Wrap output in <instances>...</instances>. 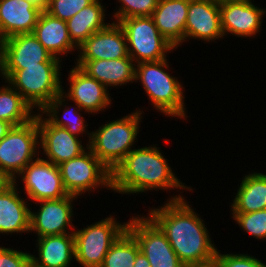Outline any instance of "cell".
<instances>
[{
  "label": "cell",
  "instance_id": "1",
  "mask_svg": "<svg viewBox=\"0 0 266 267\" xmlns=\"http://www.w3.org/2000/svg\"><path fill=\"white\" fill-rule=\"evenodd\" d=\"M178 195L169 198L161 207L150 208L148 216L166 234L185 267L215 262L217 248L210 239L204 220L194 212L183 195Z\"/></svg>",
  "mask_w": 266,
  "mask_h": 267
},
{
  "label": "cell",
  "instance_id": "2",
  "mask_svg": "<svg viewBox=\"0 0 266 267\" xmlns=\"http://www.w3.org/2000/svg\"><path fill=\"white\" fill-rule=\"evenodd\" d=\"M163 155L155 145L133 148L112 172V190L127 195L171 188L193 191L177 178Z\"/></svg>",
  "mask_w": 266,
  "mask_h": 267
},
{
  "label": "cell",
  "instance_id": "3",
  "mask_svg": "<svg viewBox=\"0 0 266 267\" xmlns=\"http://www.w3.org/2000/svg\"><path fill=\"white\" fill-rule=\"evenodd\" d=\"M168 59L140 62L136 65L135 82H141L151 105L167 117L184 120L187 116L183 85L170 75ZM166 70V71H165Z\"/></svg>",
  "mask_w": 266,
  "mask_h": 267
},
{
  "label": "cell",
  "instance_id": "4",
  "mask_svg": "<svg viewBox=\"0 0 266 267\" xmlns=\"http://www.w3.org/2000/svg\"><path fill=\"white\" fill-rule=\"evenodd\" d=\"M143 110L102 124L99 129L91 131L87 142L88 148L111 171L122 162L125 156L133 150L139 134V123L142 121Z\"/></svg>",
  "mask_w": 266,
  "mask_h": 267
},
{
  "label": "cell",
  "instance_id": "5",
  "mask_svg": "<svg viewBox=\"0 0 266 267\" xmlns=\"http://www.w3.org/2000/svg\"><path fill=\"white\" fill-rule=\"evenodd\" d=\"M61 63H39L25 69H0V77L32 107L41 110L62 92Z\"/></svg>",
  "mask_w": 266,
  "mask_h": 267
},
{
  "label": "cell",
  "instance_id": "6",
  "mask_svg": "<svg viewBox=\"0 0 266 267\" xmlns=\"http://www.w3.org/2000/svg\"><path fill=\"white\" fill-rule=\"evenodd\" d=\"M38 145L39 129L35 113L31 121L13 126L0 140V175L6 181L18 183L17 175L40 155Z\"/></svg>",
  "mask_w": 266,
  "mask_h": 267
},
{
  "label": "cell",
  "instance_id": "7",
  "mask_svg": "<svg viewBox=\"0 0 266 267\" xmlns=\"http://www.w3.org/2000/svg\"><path fill=\"white\" fill-rule=\"evenodd\" d=\"M117 221L113 215L74 230L75 260L82 267H100L112 244L127 229V222Z\"/></svg>",
  "mask_w": 266,
  "mask_h": 267
},
{
  "label": "cell",
  "instance_id": "8",
  "mask_svg": "<svg viewBox=\"0 0 266 267\" xmlns=\"http://www.w3.org/2000/svg\"><path fill=\"white\" fill-rule=\"evenodd\" d=\"M64 189L68 195L106 188L112 190V172L88 148L81 155L58 165ZM101 185V186H100Z\"/></svg>",
  "mask_w": 266,
  "mask_h": 267
},
{
  "label": "cell",
  "instance_id": "9",
  "mask_svg": "<svg viewBox=\"0 0 266 267\" xmlns=\"http://www.w3.org/2000/svg\"><path fill=\"white\" fill-rule=\"evenodd\" d=\"M119 24L127 38L128 55L136 64L166 59L176 49L161 35L151 16L125 18Z\"/></svg>",
  "mask_w": 266,
  "mask_h": 267
},
{
  "label": "cell",
  "instance_id": "10",
  "mask_svg": "<svg viewBox=\"0 0 266 267\" xmlns=\"http://www.w3.org/2000/svg\"><path fill=\"white\" fill-rule=\"evenodd\" d=\"M127 230L135 237L151 267H185L166 234L149 216H132L127 223Z\"/></svg>",
  "mask_w": 266,
  "mask_h": 267
},
{
  "label": "cell",
  "instance_id": "11",
  "mask_svg": "<svg viewBox=\"0 0 266 267\" xmlns=\"http://www.w3.org/2000/svg\"><path fill=\"white\" fill-rule=\"evenodd\" d=\"M17 176L24 183V191L30 201L60 199L68 196L58 165L39 156Z\"/></svg>",
  "mask_w": 266,
  "mask_h": 267
},
{
  "label": "cell",
  "instance_id": "12",
  "mask_svg": "<svg viewBox=\"0 0 266 267\" xmlns=\"http://www.w3.org/2000/svg\"><path fill=\"white\" fill-rule=\"evenodd\" d=\"M32 33L16 34L0 42V69H25L39 63H61Z\"/></svg>",
  "mask_w": 266,
  "mask_h": 267
},
{
  "label": "cell",
  "instance_id": "13",
  "mask_svg": "<svg viewBox=\"0 0 266 267\" xmlns=\"http://www.w3.org/2000/svg\"><path fill=\"white\" fill-rule=\"evenodd\" d=\"M77 198L76 196L68 195L60 199L37 201L41 205L39 204L40 208L37 212L30 211V232L34 231L33 233H36L38 238L74 233L73 230L76 227L72 225V217H74L72 203Z\"/></svg>",
  "mask_w": 266,
  "mask_h": 267
},
{
  "label": "cell",
  "instance_id": "14",
  "mask_svg": "<svg viewBox=\"0 0 266 267\" xmlns=\"http://www.w3.org/2000/svg\"><path fill=\"white\" fill-rule=\"evenodd\" d=\"M39 129V148H42L46 159L55 165L73 159L88 149L82 145L78 136L67 129L53 125L44 114L36 113Z\"/></svg>",
  "mask_w": 266,
  "mask_h": 267
},
{
  "label": "cell",
  "instance_id": "15",
  "mask_svg": "<svg viewBox=\"0 0 266 267\" xmlns=\"http://www.w3.org/2000/svg\"><path fill=\"white\" fill-rule=\"evenodd\" d=\"M68 76V92L64 91V86H62V93L66 96L67 102L73 101L76 106L78 105L80 109L89 114H98L111 106L112 99L107 88L88 76L78 66L75 65Z\"/></svg>",
  "mask_w": 266,
  "mask_h": 267
},
{
  "label": "cell",
  "instance_id": "16",
  "mask_svg": "<svg viewBox=\"0 0 266 267\" xmlns=\"http://www.w3.org/2000/svg\"><path fill=\"white\" fill-rule=\"evenodd\" d=\"M77 60H114L131 58L127 51V38L118 22L109 23L93 33L77 50Z\"/></svg>",
  "mask_w": 266,
  "mask_h": 267
},
{
  "label": "cell",
  "instance_id": "17",
  "mask_svg": "<svg viewBox=\"0 0 266 267\" xmlns=\"http://www.w3.org/2000/svg\"><path fill=\"white\" fill-rule=\"evenodd\" d=\"M219 6L224 36L230 33L237 37L251 38L261 31L266 9L255 6L252 1H225Z\"/></svg>",
  "mask_w": 266,
  "mask_h": 267
},
{
  "label": "cell",
  "instance_id": "18",
  "mask_svg": "<svg viewBox=\"0 0 266 267\" xmlns=\"http://www.w3.org/2000/svg\"><path fill=\"white\" fill-rule=\"evenodd\" d=\"M190 38L199 41L204 40V42L224 38L219 4L206 0H190L185 41L190 40Z\"/></svg>",
  "mask_w": 266,
  "mask_h": 267
},
{
  "label": "cell",
  "instance_id": "19",
  "mask_svg": "<svg viewBox=\"0 0 266 267\" xmlns=\"http://www.w3.org/2000/svg\"><path fill=\"white\" fill-rule=\"evenodd\" d=\"M17 185L6 181L0 186V234L30 232L31 208L26 199L20 198Z\"/></svg>",
  "mask_w": 266,
  "mask_h": 267
},
{
  "label": "cell",
  "instance_id": "20",
  "mask_svg": "<svg viewBox=\"0 0 266 267\" xmlns=\"http://www.w3.org/2000/svg\"><path fill=\"white\" fill-rule=\"evenodd\" d=\"M42 9L28 0H0V42L32 33Z\"/></svg>",
  "mask_w": 266,
  "mask_h": 267
},
{
  "label": "cell",
  "instance_id": "21",
  "mask_svg": "<svg viewBox=\"0 0 266 267\" xmlns=\"http://www.w3.org/2000/svg\"><path fill=\"white\" fill-rule=\"evenodd\" d=\"M190 0H159L151 17L161 35L176 49L185 41Z\"/></svg>",
  "mask_w": 266,
  "mask_h": 267
},
{
  "label": "cell",
  "instance_id": "22",
  "mask_svg": "<svg viewBox=\"0 0 266 267\" xmlns=\"http://www.w3.org/2000/svg\"><path fill=\"white\" fill-rule=\"evenodd\" d=\"M76 61V66L107 89L109 86L114 88L135 81L136 63L131 58Z\"/></svg>",
  "mask_w": 266,
  "mask_h": 267
},
{
  "label": "cell",
  "instance_id": "23",
  "mask_svg": "<svg viewBox=\"0 0 266 267\" xmlns=\"http://www.w3.org/2000/svg\"><path fill=\"white\" fill-rule=\"evenodd\" d=\"M32 34L52 56L61 60L64 55L67 56L78 49L71 41L66 21L50 15L45 10L41 11Z\"/></svg>",
  "mask_w": 266,
  "mask_h": 267
},
{
  "label": "cell",
  "instance_id": "24",
  "mask_svg": "<svg viewBox=\"0 0 266 267\" xmlns=\"http://www.w3.org/2000/svg\"><path fill=\"white\" fill-rule=\"evenodd\" d=\"M37 256L31 261L40 267H70L75 258L73 233L37 238Z\"/></svg>",
  "mask_w": 266,
  "mask_h": 267
},
{
  "label": "cell",
  "instance_id": "25",
  "mask_svg": "<svg viewBox=\"0 0 266 267\" xmlns=\"http://www.w3.org/2000/svg\"><path fill=\"white\" fill-rule=\"evenodd\" d=\"M231 204V213H251L266 209V174L243 176Z\"/></svg>",
  "mask_w": 266,
  "mask_h": 267
},
{
  "label": "cell",
  "instance_id": "26",
  "mask_svg": "<svg viewBox=\"0 0 266 267\" xmlns=\"http://www.w3.org/2000/svg\"><path fill=\"white\" fill-rule=\"evenodd\" d=\"M100 1L102 0H95L92 4L84 7L66 22L71 41L78 48L93 33L105 28L109 24L105 22L106 13Z\"/></svg>",
  "mask_w": 266,
  "mask_h": 267
},
{
  "label": "cell",
  "instance_id": "27",
  "mask_svg": "<svg viewBox=\"0 0 266 267\" xmlns=\"http://www.w3.org/2000/svg\"><path fill=\"white\" fill-rule=\"evenodd\" d=\"M66 96L61 92L57 97H55L51 102H49L42 110L41 113L45 114L44 116L55 126L62 127L67 129L71 134L76 135H83L84 132L88 135L89 139L91 138V132L88 133L87 126L85 123L84 117L80 113L82 109L77 105L74 109H70L65 104ZM65 104V105H64ZM63 106V107H62ZM64 108L63 117H59L60 109ZM68 107V108H66ZM78 108V109H77ZM80 112H79V111ZM61 118V119H60Z\"/></svg>",
  "mask_w": 266,
  "mask_h": 267
},
{
  "label": "cell",
  "instance_id": "28",
  "mask_svg": "<svg viewBox=\"0 0 266 267\" xmlns=\"http://www.w3.org/2000/svg\"><path fill=\"white\" fill-rule=\"evenodd\" d=\"M32 107L9 83L0 87V120L12 126L23 125L34 117Z\"/></svg>",
  "mask_w": 266,
  "mask_h": 267
},
{
  "label": "cell",
  "instance_id": "29",
  "mask_svg": "<svg viewBox=\"0 0 266 267\" xmlns=\"http://www.w3.org/2000/svg\"><path fill=\"white\" fill-rule=\"evenodd\" d=\"M139 252L138 242L126 229L112 244L100 267H134Z\"/></svg>",
  "mask_w": 266,
  "mask_h": 267
},
{
  "label": "cell",
  "instance_id": "30",
  "mask_svg": "<svg viewBox=\"0 0 266 267\" xmlns=\"http://www.w3.org/2000/svg\"><path fill=\"white\" fill-rule=\"evenodd\" d=\"M232 218L255 239H266V209L251 213H232Z\"/></svg>",
  "mask_w": 266,
  "mask_h": 267
},
{
  "label": "cell",
  "instance_id": "31",
  "mask_svg": "<svg viewBox=\"0 0 266 267\" xmlns=\"http://www.w3.org/2000/svg\"><path fill=\"white\" fill-rule=\"evenodd\" d=\"M120 6L113 14L115 22L130 17L151 16L159 0H117ZM117 19V20H116Z\"/></svg>",
  "mask_w": 266,
  "mask_h": 267
},
{
  "label": "cell",
  "instance_id": "32",
  "mask_svg": "<svg viewBox=\"0 0 266 267\" xmlns=\"http://www.w3.org/2000/svg\"><path fill=\"white\" fill-rule=\"evenodd\" d=\"M94 1L95 0H48L45 11L67 22L84 7L89 6Z\"/></svg>",
  "mask_w": 266,
  "mask_h": 267
},
{
  "label": "cell",
  "instance_id": "33",
  "mask_svg": "<svg viewBox=\"0 0 266 267\" xmlns=\"http://www.w3.org/2000/svg\"><path fill=\"white\" fill-rule=\"evenodd\" d=\"M215 262L219 267H266L258 258L248 254H222L217 250Z\"/></svg>",
  "mask_w": 266,
  "mask_h": 267
},
{
  "label": "cell",
  "instance_id": "34",
  "mask_svg": "<svg viewBox=\"0 0 266 267\" xmlns=\"http://www.w3.org/2000/svg\"><path fill=\"white\" fill-rule=\"evenodd\" d=\"M31 254L0 246V267H28Z\"/></svg>",
  "mask_w": 266,
  "mask_h": 267
},
{
  "label": "cell",
  "instance_id": "35",
  "mask_svg": "<svg viewBox=\"0 0 266 267\" xmlns=\"http://www.w3.org/2000/svg\"><path fill=\"white\" fill-rule=\"evenodd\" d=\"M134 267H151L148 259L141 251L136 256Z\"/></svg>",
  "mask_w": 266,
  "mask_h": 267
},
{
  "label": "cell",
  "instance_id": "36",
  "mask_svg": "<svg viewBox=\"0 0 266 267\" xmlns=\"http://www.w3.org/2000/svg\"><path fill=\"white\" fill-rule=\"evenodd\" d=\"M13 126L3 120H0V140L7 135L8 131L12 128Z\"/></svg>",
  "mask_w": 266,
  "mask_h": 267
},
{
  "label": "cell",
  "instance_id": "37",
  "mask_svg": "<svg viewBox=\"0 0 266 267\" xmlns=\"http://www.w3.org/2000/svg\"><path fill=\"white\" fill-rule=\"evenodd\" d=\"M28 1H31L33 4H35L42 10H45L48 5V0H28Z\"/></svg>",
  "mask_w": 266,
  "mask_h": 267
},
{
  "label": "cell",
  "instance_id": "38",
  "mask_svg": "<svg viewBox=\"0 0 266 267\" xmlns=\"http://www.w3.org/2000/svg\"><path fill=\"white\" fill-rule=\"evenodd\" d=\"M189 267H219L216 262L207 264V265H202V266H189Z\"/></svg>",
  "mask_w": 266,
  "mask_h": 267
},
{
  "label": "cell",
  "instance_id": "39",
  "mask_svg": "<svg viewBox=\"0 0 266 267\" xmlns=\"http://www.w3.org/2000/svg\"><path fill=\"white\" fill-rule=\"evenodd\" d=\"M206 1H211L217 4H221V3H224L226 0H206Z\"/></svg>",
  "mask_w": 266,
  "mask_h": 267
},
{
  "label": "cell",
  "instance_id": "40",
  "mask_svg": "<svg viewBox=\"0 0 266 267\" xmlns=\"http://www.w3.org/2000/svg\"><path fill=\"white\" fill-rule=\"evenodd\" d=\"M28 267H40V266L36 265L35 263H33V262L31 261L30 264L28 265Z\"/></svg>",
  "mask_w": 266,
  "mask_h": 267
},
{
  "label": "cell",
  "instance_id": "41",
  "mask_svg": "<svg viewBox=\"0 0 266 267\" xmlns=\"http://www.w3.org/2000/svg\"><path fill=\"white\" fill-rule=\"evenodd\" d=\"M4 182H6V180L0 175V186H1Z\"/></svg>",
  "mask_w": 266,
  "mask_h": 267
},
{
  "label": "cell",
  "instance_id": "42",
  "mask_svg": "<svg viewBox=\"0 0 266 267\" xmlns=\"http://www.w3.org/2000/svg\"><path fill=\"white\" fill-rule=\"evenodd\" d=\"M226 1H252V0H226Z\"/></svg>",
  "mask_w": 266,
  "mask_h": 267
}]
</instances>
